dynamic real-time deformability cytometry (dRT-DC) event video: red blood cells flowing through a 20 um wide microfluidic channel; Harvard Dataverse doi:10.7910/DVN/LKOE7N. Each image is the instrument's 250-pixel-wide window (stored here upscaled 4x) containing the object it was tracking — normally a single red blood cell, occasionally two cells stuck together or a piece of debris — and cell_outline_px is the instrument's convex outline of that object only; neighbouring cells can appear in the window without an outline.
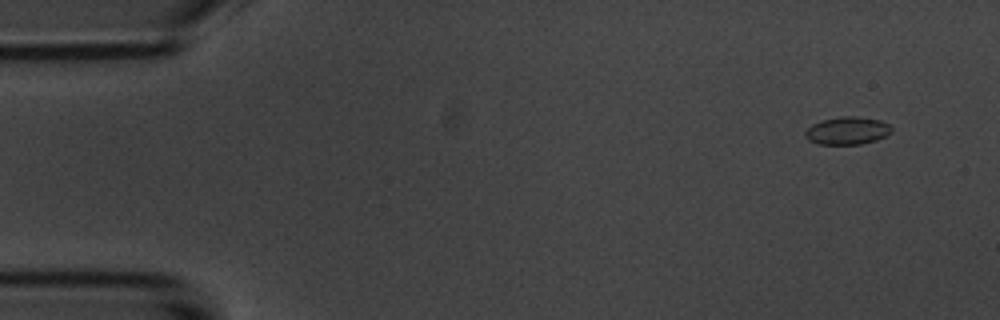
{"species": "common noctule bat (a hibernating species)", "species_latin": "Nyctalus noctula", "temperature_condition": "room temperature", "stored_images_in_passage": 5, "camera_frame_rate_fps": 3000, "um_per_image_px": 0.085, "animal": {"sex": "male", "body_mass_g": 20.1, "forearm_length_mm": 53.5}, "frame": {"image": 1, "passage_image": 1, "time_ms": 0.0, "image_size_px": [1000, 320], "cell_outline_px": [[892, 132], [876, 140], [860, 144], [816, 144], [808, 140], [804, 136], [804, 132], [812, 124], [824, 120], [840, 116], [856, 116], [880, 120], [888, 124], [892, 128]], "centroid_in_image_um": [72.0, 11.11], "position_along_channel_um": 13.0, "area_um2": 13.93}}
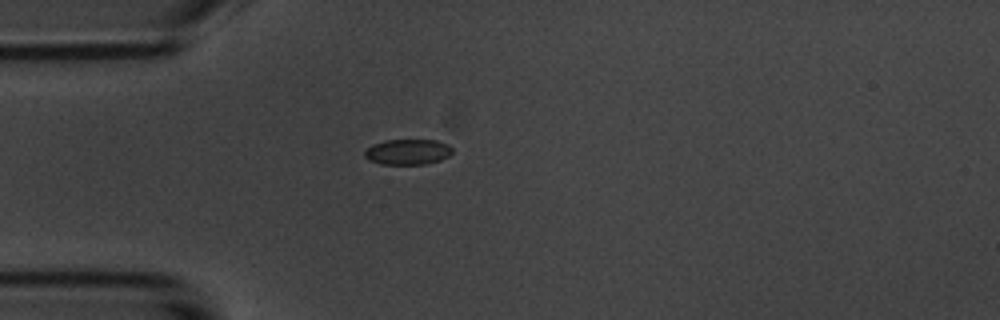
{"frame": {"image": 2, "passage_image": 4, "time_ms": 3.667, "image_size_px": [1000, 320], "cell_outline_px": [[452, 152], [448, 156], [440, 160], [424, 164], [380, 164], [368, 160], [364, 156], [364, 152], [372, 144], [384, 140], [436, 140], [448, 144], [452, 148]], "centroid_in_image_um": [34.64, 12.91], "position_along_channel_um": 50.4, "area_um2": 13.06}}